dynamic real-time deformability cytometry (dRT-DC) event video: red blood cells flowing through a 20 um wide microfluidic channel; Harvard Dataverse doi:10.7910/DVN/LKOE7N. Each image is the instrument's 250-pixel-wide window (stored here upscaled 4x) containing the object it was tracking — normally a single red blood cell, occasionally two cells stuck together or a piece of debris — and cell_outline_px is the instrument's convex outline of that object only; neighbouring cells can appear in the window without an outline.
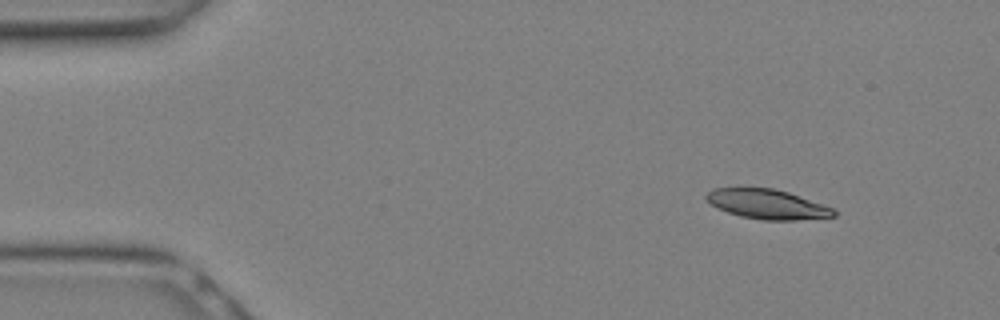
{"species": "Egyptian fruit bat (a non-hibernating species)", "species_latin": "Rousettus aegyptiacus", "temperature_condition": "warm", "stored_images_in_passage": 28, "camera_frame_rate_fps": 3000, "um_per_image_px": 0.085, "animal": {"sex": "female"}, "frame": {"image": 1, "passage_image": 3, "time_ms": 0.667, "image_size_px": [1000, 320], "cell_outline_px": [[836, 216], [796, 220], [764, 220], [740, 216], [716, 208], [704, 196], [712, 188], [740, 184], [744, 184], [772, 188], [788, 192], [832, 208], [836, 212]], "centroid_in_image_um": [65.1, 17.3], "position_along_channel_um": 19.9, "area_um2": 22.66}}
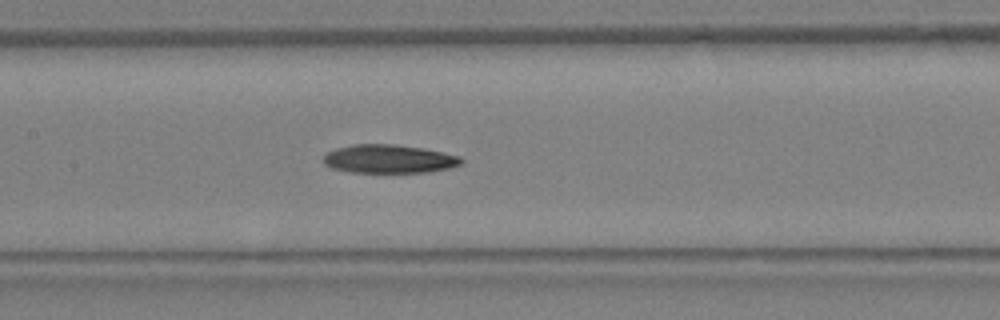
{"frame": {"image": 2, "passage_image": 13, "time_ms": 4.0, "image_size_px": [1000, 320], "cell_outline_px": [[464, 160], [460, 164], [448, 168], [428, 172], [348, 172], [332, 168], [324, 164], [324, 156], [328, 152], [336, 148], [352, 144], [392, 144], [424, 148], [460, 156]], "centroid_in_image_um": [33.05, 13.5], "position_along_channel_um": 174.3, "area_um2": 22.83}}
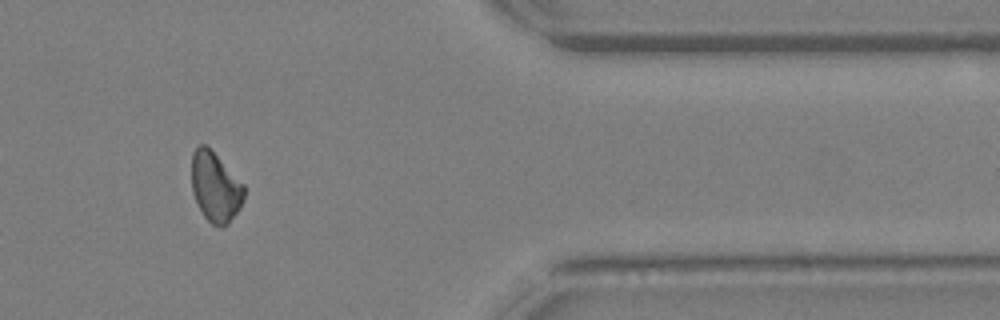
{"frame": {"image": 3, "passage_image": 23, "time_ms": 7.333, "image_size_px": [1000, 320], "cell_outline_px": [[244, 200], [240, 208], [228, 224], [212, 224], [204, 216], [192, 192], [192, 152], [200, 144], [204, 144], [244, 184]], "centroid_in_image_um": [18.31, 15.9], "position_along_channel_um": 393.1, "area_um2": 20.81}}